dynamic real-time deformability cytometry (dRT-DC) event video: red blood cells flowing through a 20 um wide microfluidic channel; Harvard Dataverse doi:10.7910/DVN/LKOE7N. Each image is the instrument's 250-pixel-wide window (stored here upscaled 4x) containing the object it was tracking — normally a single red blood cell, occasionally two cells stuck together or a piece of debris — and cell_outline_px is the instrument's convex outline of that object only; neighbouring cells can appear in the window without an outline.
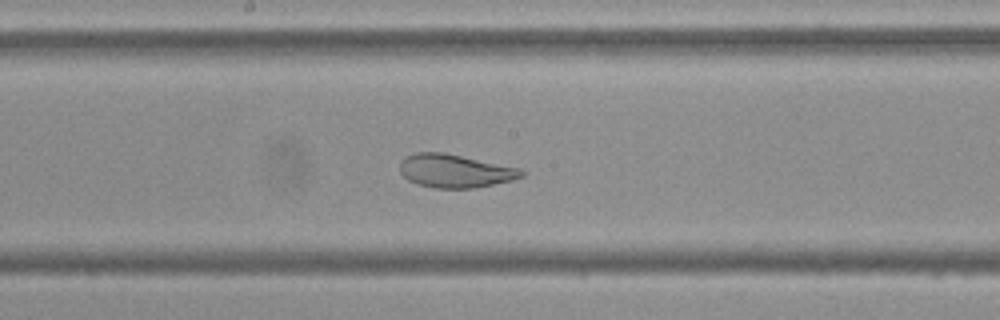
{"species": "Egyptian fruit bat (a non-hibernating species)", "species_latin": "Rousettus aegyptiacus", "temperature_condition": "cold", "stored_images_in_passage": 55, "camera_frame_rate_fps": 3000, "um_per_image_px": 0.085, "frame": {"image": 1, "passage_image": 29, "time_ms": 9.333, "image_size_px": [1000, 320], "cell_outline_px": [[524, 176], [512, 180], [476, 188], [432, 188], [416, 184], [408, 180], [400, 172], [400, 160], [416, 152], [444, 152], [520, 168], [524, 172]], "centroid_in_image_um": [38.66, 14.53], "position_along_channel_um": 209.5, "area_um2": 23.7}}
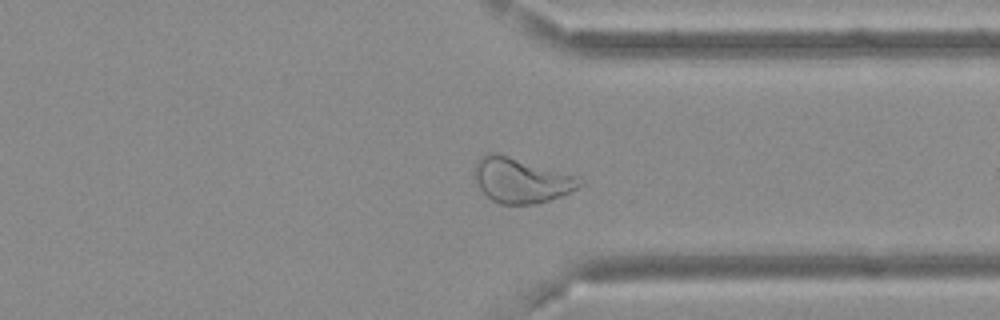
{"frame": {"image": 2, "passage_image": 42, "time_ms": 13.667, "image_size_px": [1000, 320], "cell_outline_px": [[584, 184], [564, 196], [536, 204], [500, 204], [492, 200], [480, 188], [472, 176], [472, 172], [480, 156], [488, 152], [496, 152], [580, 176], [584, 180]], "centroid_in_image_um": [44.33, 15.31], "position_along_channel_um": 367.1, "area_um2": 28.15}}
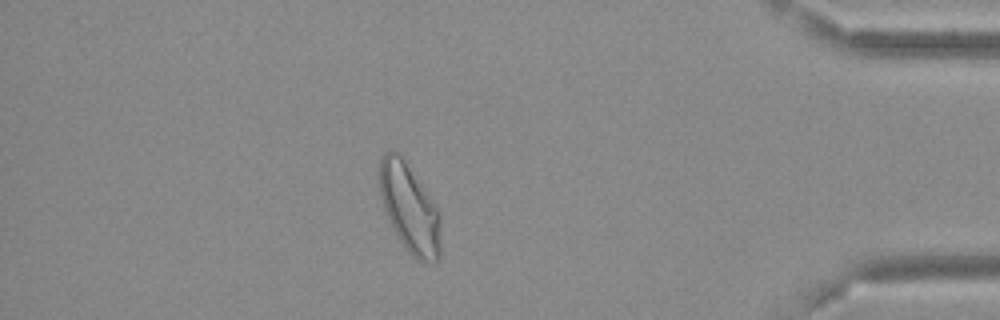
{"frame": {"image": 3, "passage_image": 48, "time_ms": 15.667, "image_size_px": [1000, 320], "cell_outline_px": [[440, 256], [432, 264], [420, 260], [412, 256], [408, 252], [400, 240], [384, 208], [380, 196], [380, 160], [384, 152], [396, 152], [404, 160], [440, 212]], "centroid_in_image_um": [34.83, 17.75], "position_along_channel_um": 400.4, "area_um2": 30.87}}